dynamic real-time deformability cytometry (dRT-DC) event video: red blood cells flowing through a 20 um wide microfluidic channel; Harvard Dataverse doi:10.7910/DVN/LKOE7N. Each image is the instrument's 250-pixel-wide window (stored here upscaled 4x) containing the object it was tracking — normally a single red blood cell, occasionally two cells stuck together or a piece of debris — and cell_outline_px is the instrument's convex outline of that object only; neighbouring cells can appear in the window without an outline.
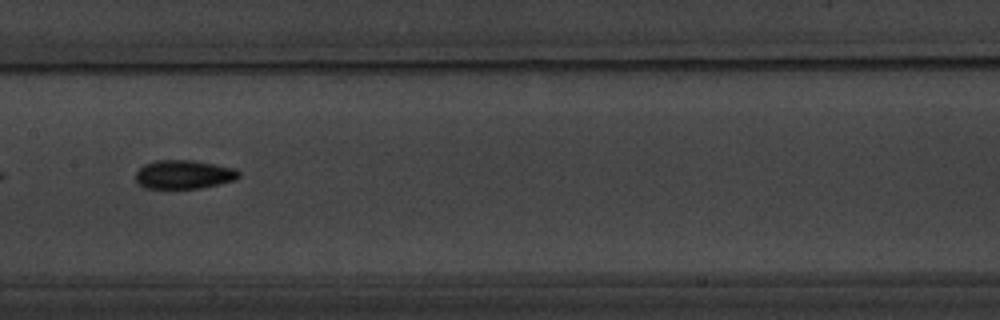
{"species": "common noctule bat (a hibernating species)", "species_latin": "Nyctalus noctula", "temperature_condition": "warm", "stored_images_in_passage": 37, "camera_frame_rate_fps": 3000, "um_per_image_px": 0.085, "animal": {"sex": "male", "body_mass_g": 20.1, "forearm_length_mm": 53.5}, "frame": {"image": 1, "passage_image": 11, "time_ms": 3.333, "image_size_px": [1000, 320], "cell_outline_px": [[240, 176], [236, 180], [200, 188], [144, 188], [136, 180], [136, 172], [144, 164], [156, 160], [192, 160], [216, 164], [236, 168], [240, 172]], "centroid_in_image_um": [15.65, 14.82], "position_along_channel_um": 191.7, "area_um2": 17.34}, "authors_computed_cell_mechanics": {"area_um2": 16.5308, "velocity_mm_per_s": 3.7494, "shape_relaxation_time_tau1_ms": 2.076, "shape_relaxation_time_tau2_ms": 9.7777, "deformation_change_tau1": 0.0681, "deformation_change_tau2": 0.1552}}